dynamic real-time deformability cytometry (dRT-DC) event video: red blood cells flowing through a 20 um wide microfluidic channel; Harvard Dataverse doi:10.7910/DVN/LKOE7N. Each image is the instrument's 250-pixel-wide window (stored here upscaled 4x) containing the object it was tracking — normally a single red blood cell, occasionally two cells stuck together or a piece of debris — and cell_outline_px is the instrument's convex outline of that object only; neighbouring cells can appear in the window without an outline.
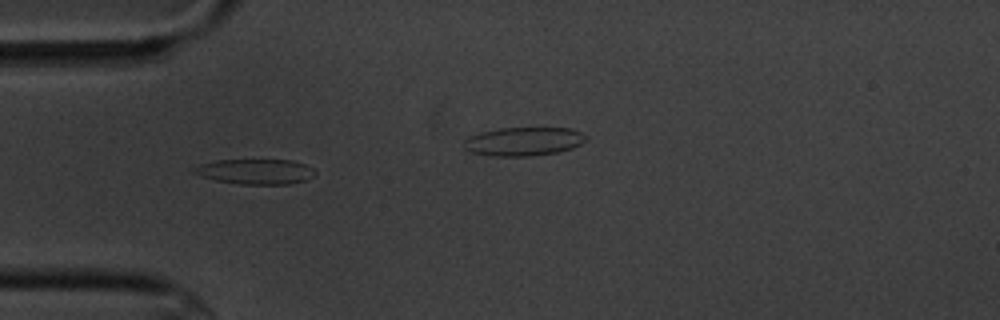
{"species": "common noctule bat (a hibernating species)", "species_latin": "Nyctalus noctula", "temperature_condition": "cold", "stored_images_in_passage": 7, "camera_frame_rate_fps": 3000, "um_per_image_px": 0.085, "animal": {"sex": "male", "body_mass_g": 20.1, "forearm_length_mm": 53.5}, "frame": {"image": 1, "passage_image": 5, "time_ms": 4.667, "image_size_px": [1000, 320], "cell_outline_px": [[316, 176], [304, 180], [288, 184], [240, 184], [216, 180], [200, 176], [192, 172], [192, 168], [200, 164], [216, 160], [292, 160], [304, 164], [312, 168], [316, 172]], "centroid_in_image_um": [21.71, 14.58], "position_along_channel_um": 63.3, "area_um2": 17.74}}